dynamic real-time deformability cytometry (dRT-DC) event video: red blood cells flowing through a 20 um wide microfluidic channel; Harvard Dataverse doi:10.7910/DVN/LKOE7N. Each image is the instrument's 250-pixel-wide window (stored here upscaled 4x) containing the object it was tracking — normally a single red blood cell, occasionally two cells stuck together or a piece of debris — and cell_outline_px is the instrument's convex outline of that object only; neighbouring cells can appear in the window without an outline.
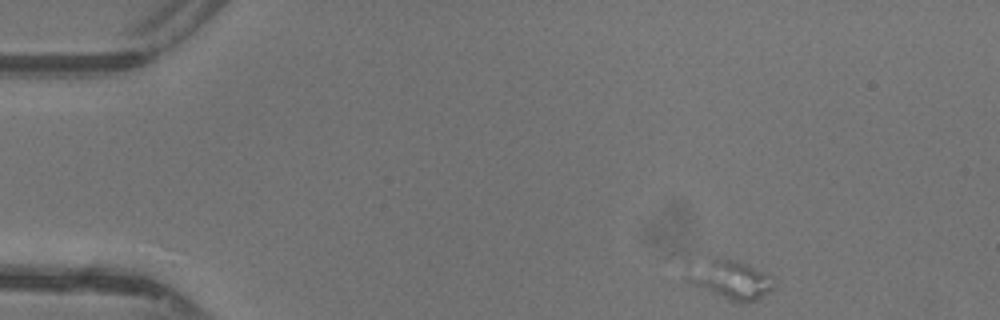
{"species": "common noctule bat (a hibernating species)", "species_latin": "Nyctalus noctula", "temperature_condition": "warm", "stored_images_in_passage": 20, "camera_frame_rate_fps": 3000, "um_per_image_px": 0.085, "animal": {"sex": "female"}, "frame": {"image": 1, "passage_image": 1, "time_ms": 0.0, "image_size_px": [1000, 320], "cell_outline_px": [[776, 288], [764, 296], [756, 300], [744, 304], [732, 300], [684, 280], [684, 276], [712, 260], [736, 260], [748, 264], [772, 276]], "centroid_in_image_um": [62.28, 23.83], "position_along_channel_um": 22.7, "area_um2": 18.5}}
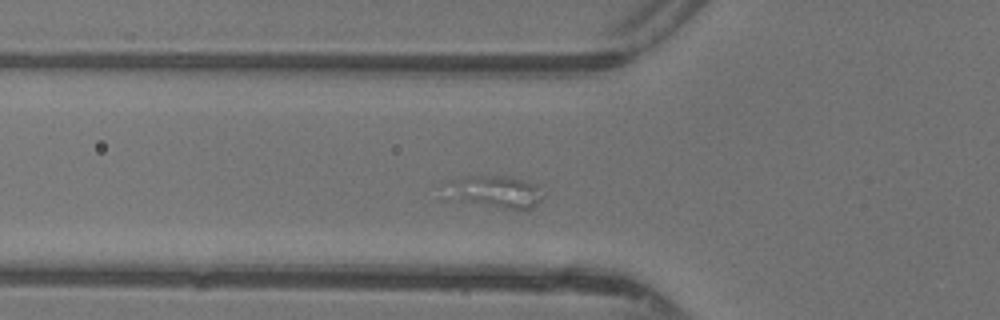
{"frame": {"image": 2, "passage_image": 12, "time_ms": 3.667, "image_size_px": [1000, 320], "cell_outline_px": [[544, 196], [532, 208], [520, 212], [452, 200], [448, 180], [464, 176], [512, 176], [544, 184]], "centroid_in_image_um": [42.27, 16.31], "position_along_channel_um": 83.5, "area_um2": 19.19}}
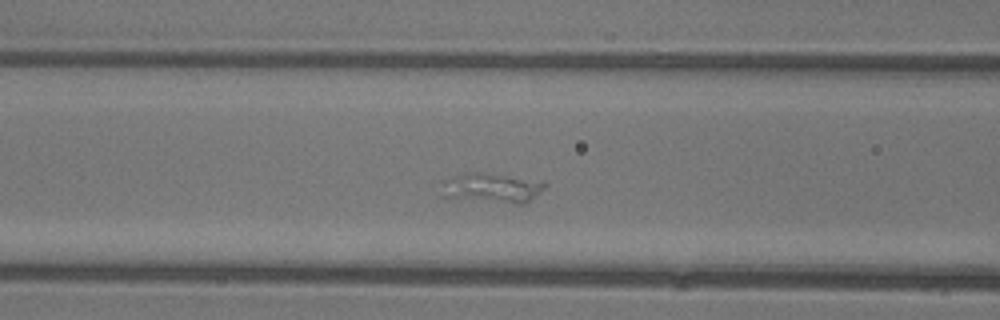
{"frame": {"image": 3, "passage_image": 15, "time_ms": 4.667, "image_size_px": [1000, 320], "cell_outline_px": [[548, 184], [540, 192], [524, 204], [516, 204], [440, 196], [444, 180], [456, 176], [504, 176], [544, 180]], "centroid_in_image_um": [41.91, 16.03], "position_along_channel_um": 124.7, "area_um2": 16.76}}